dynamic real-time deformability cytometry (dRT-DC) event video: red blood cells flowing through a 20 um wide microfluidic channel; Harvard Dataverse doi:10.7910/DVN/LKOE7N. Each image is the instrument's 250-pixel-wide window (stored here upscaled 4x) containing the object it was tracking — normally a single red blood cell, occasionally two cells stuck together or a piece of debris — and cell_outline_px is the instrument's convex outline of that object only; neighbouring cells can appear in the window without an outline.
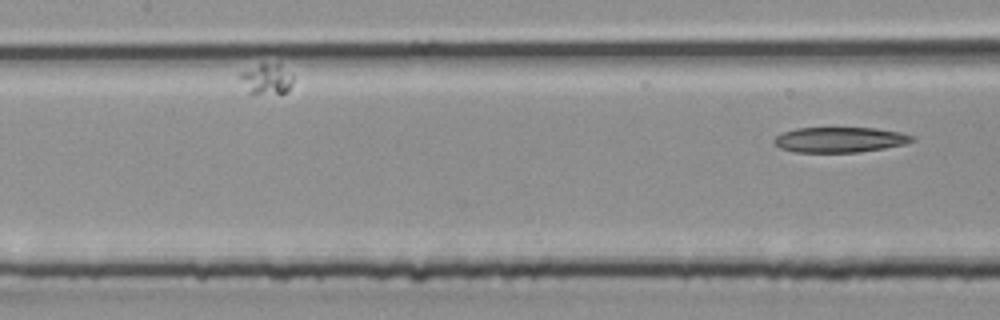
{"species": "common noctule bat (a hibernating species)", "species_latin": "Nyctalus noctula", "temperature_condition": "room temperature", "stored_images_in_passage": 11, "camera_frame_rate_fps": 3000, "um_per_image_px": 0.085, "animal": {"sex": "male", "body_mass_g": 20.4}, "frame": {"image": 1, "passage_image": 11, "time_ms": 3.333, "image_size_px": [1000, 320], "cell_outline_px": [[916, 140], [904, 144], [884, 148], [860, 152], [792, 152], [780, 148], [772, 144], [772, 140], [780, 132], [796, 128], [876, 128], [900, 132], [912, 136]], "centroid_in_image_um": [71.31, 11.88], "position_along_channel_um": 136.1, "area_um2": 20.52}}